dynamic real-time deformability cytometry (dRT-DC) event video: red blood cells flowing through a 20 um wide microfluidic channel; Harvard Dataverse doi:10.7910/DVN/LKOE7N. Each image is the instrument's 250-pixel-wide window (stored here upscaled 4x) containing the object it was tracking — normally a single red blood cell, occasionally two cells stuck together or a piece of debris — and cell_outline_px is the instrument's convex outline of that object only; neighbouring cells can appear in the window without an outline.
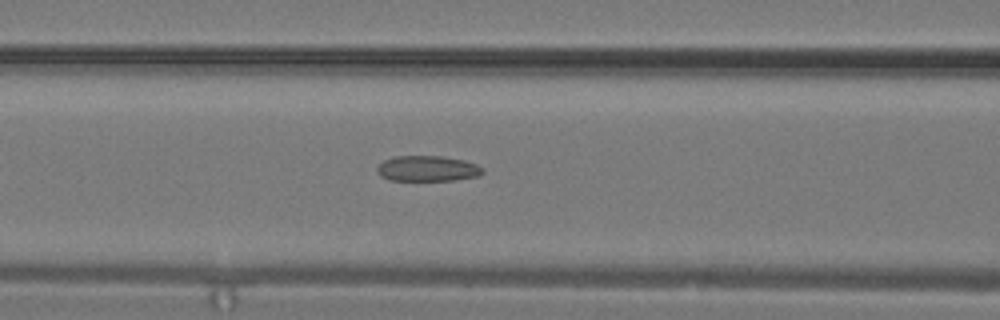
{"species": "common noctule bat (a hibernating species)", "species_latin": "Nyctalus noctula", "temperature_condition": "warm", "stored_images_in_passage": 30, "camera_frame_rate_fps": 3000, "um_per_image_px": 0.085, "animal": {"sex": "male", "body_mass_g": 19.2, "forearm_length_mm": 51.8}, "frame": {"image": 1, "passage_image": 13, "time_ms": 4.0, "image_size_px": [1000, 320], "cell_outline_px": [[484, 172], [480, 176], [456, 180], [388, 180], [380, 176], [376, 172], [376, 168], [384, 160], [396, 156], [440, 156], [464, 160], [476, 164], [484, 168]], "centroid_in_image_um": [36.35, 14.33], "position_along_channel_um": 130.3, "area_um2": 15.84}}
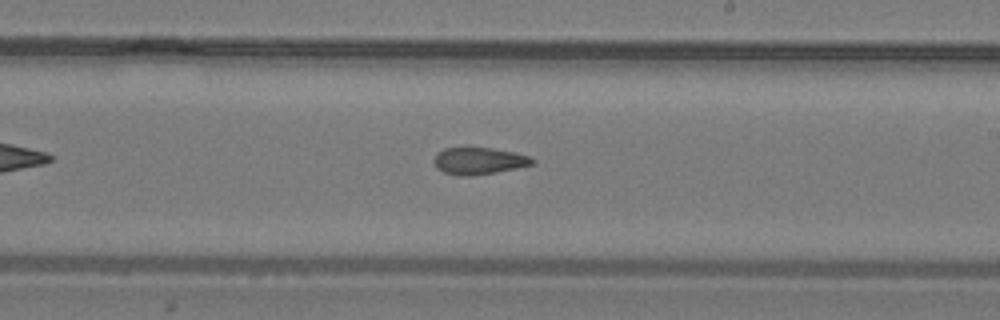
{"frame": {"image": 2, "passage_image": 18, "time_ms": 5.667, "image_size_px": [1000, 320], "cell_outline_px": [[536, 160], [532, 164], [516, 168], [468, 176], [460, 176], [444, 172], [436, 168], [432, 160], [436, 152], [444, 148], [492, 148], [512, 152], [528, 156]], "centroid_in_image_um": [40.63, 13.67], "position_along_channel_um": 248.4, "area_um2": 15.26}}
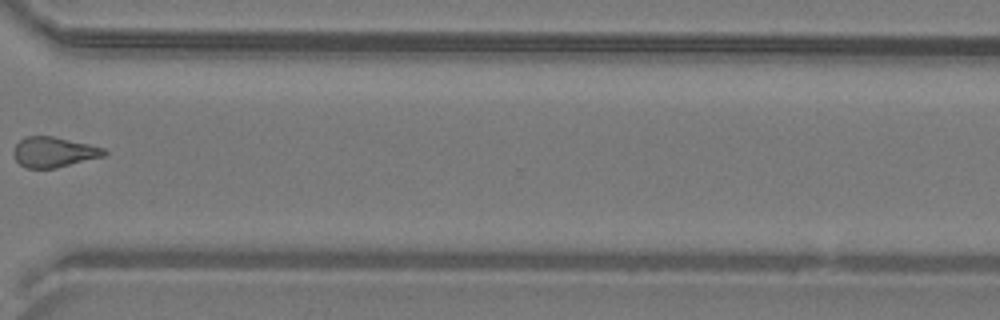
{"frame": {"image": 3, "passage_image": 23, "time_ms": 7.333, "image_size_px": [1000, 320], "cell_outline_px": [[108, 152], [104, 156], [56, 168], [24, 168], [16, 160], [12, 152], [16, 144], [24, 136], [52, 136], [88, 144], [104, 148]], "centroid_in_image_um": [4.55, 12.93], "position_along_channel_um": 366.1, "area_um2": 15.95}}